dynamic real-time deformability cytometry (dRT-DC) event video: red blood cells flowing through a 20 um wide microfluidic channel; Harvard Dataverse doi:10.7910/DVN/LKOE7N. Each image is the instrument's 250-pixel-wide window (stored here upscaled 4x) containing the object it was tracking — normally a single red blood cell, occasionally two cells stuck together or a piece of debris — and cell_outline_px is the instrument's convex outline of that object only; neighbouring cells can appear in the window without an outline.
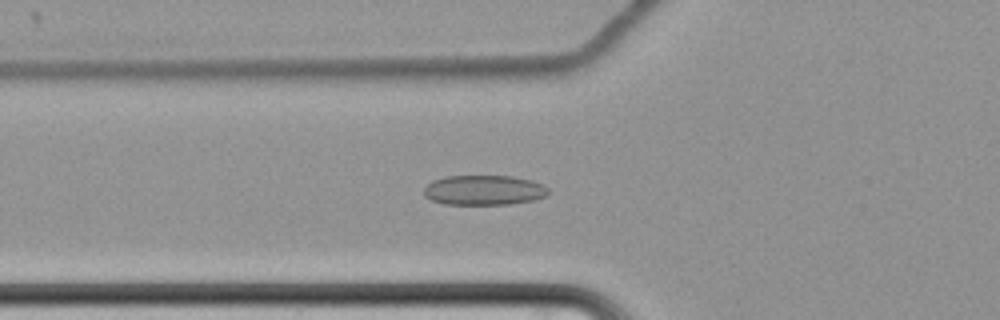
{"species": "common noctule bat (a hibernating species)", "species_latin": "Nyctalus noctula", "temperature_condition": "cold", "stored_images_in_passage": 55, "camera_frame_rate_fps": 3000, "um_per_image_px": 0.085, "animal": {"sex": "female", "body_mass_g": 22.7, "forearm_length_mm": 54.2}, "frame": {"image": 1, "passage_image": 17, "time_ms": 5.333, "image_size_px": [1000, 320], "cell_outline_px": [[548, 192], [544, 196], [536, 200], [508, 204], [444, 204], [432, 200], [424, 196], [424, 188], [432, 180], [444, 176], [512, 176], [532, 180], [544, 184], [548, 188]], "centroid_in_image_um": [41.14, 16.15], "position_along_channel_um": 84.7, "area_um2": 21.79}}
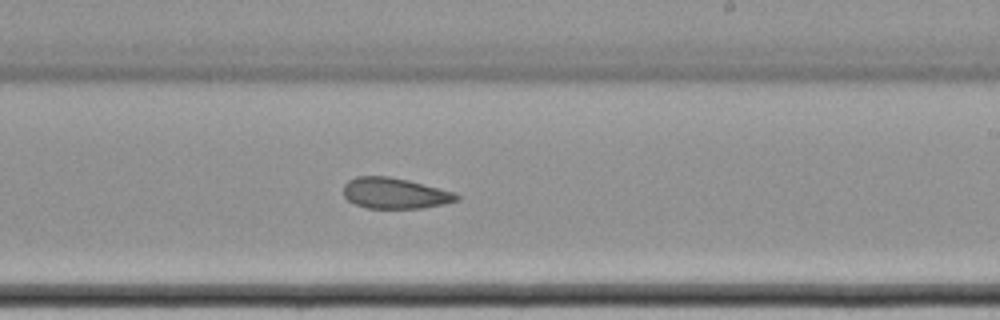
{"frame": {"image": 2, "passage_image": 32, "time_ms": 10.333, "image_size_px": [1000, 320], "cell_outline_px": [[460, 200], [444, 204], [424, 208], [368, 208], [356, 204], [348, 200], [344, 196], [344, 184], [348, 180], [356, 176], [388, 176], [408, 180], [456, 192], [460, 196]], "centroid_in_image_um": [33.59, 16.42], "position_along_channel_um": 255.4, "area_um2": 20.46}}
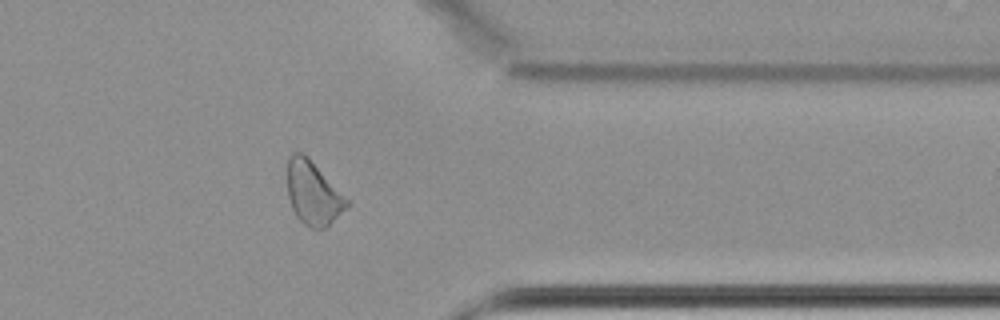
{"frame": {"image": 3, "passage_image": 44, "time_ms": 14.333, "image_size_px": [1000, 320], "cell_outline_px": [[348, 208], [324, 228], [308, 228], [296, 216], [292, 208], [288, 196], [288, 156], [292, 152], [300, 152], [308, 156], [348, 200]], "centroid_in_image_um": [26.6, 16.41], "position_along_channel_um": 384.8, "area_um2": 21.79}, "authors_computed_cell_mechanics": {"area_um2": 22.1374, "velocity_mm_per_s": 3.4271, "shape_relaxation_time_tau1_ms": null, "shape_relaxation_time_tau2_ms": 3.9282, "deformation_change_tau1": null, "deformation_change_tau2": 0.0941}}